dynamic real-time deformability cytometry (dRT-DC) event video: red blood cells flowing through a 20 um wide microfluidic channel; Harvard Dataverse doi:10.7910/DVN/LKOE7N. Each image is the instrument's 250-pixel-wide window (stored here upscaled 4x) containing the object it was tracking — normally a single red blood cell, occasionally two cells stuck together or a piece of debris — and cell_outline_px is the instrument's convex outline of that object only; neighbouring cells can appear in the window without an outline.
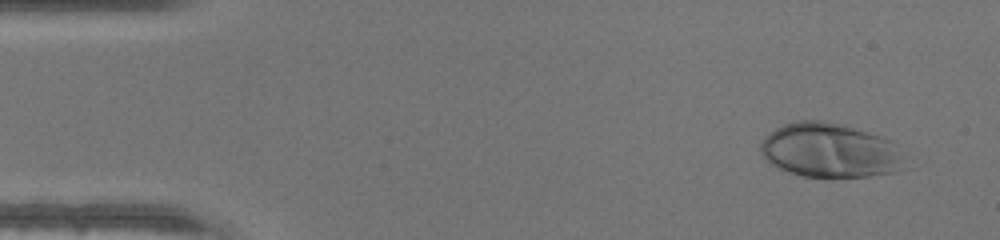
{"species": "human", "species_latin": "Homo sapiens", "temperature_condition": "warm", "stored_images_in_passage": 47, "camera_frame_rate_fps": 3000, "um_per_image_px": 0.085, "donor": {"sex": "male"}, "frame": {"image": 1, "passage_image": 4, "time_ms": 1.0, "image_size_px": [1000, 240], "cell_outline_px": [[900, 168], [896, 172], [868, 176], [832, 180], [804, 176], [788, 172], [772, 164], [760, 152], [760, 144], [776, 128], [784, 124], [796, 120], [820, 120], [840, 124], [888, 140], [896, 156]], "centroid_in_image_um": [70.4, 12.83], "position_along_channel_um": 14.6, "area_um2": 44.62}}
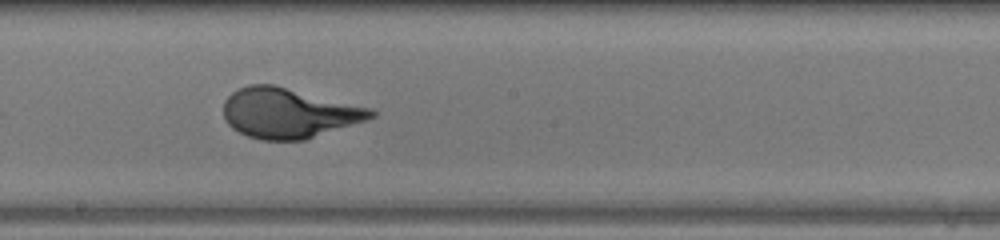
{"frame": {"image": 2, "passage_image": 26, "time_ms": 8.333, "image_size_px": [1000, 240], "cell_outline_px": [[376, 116], [304, 140], [264, 140], [248, 136], [232, 128], [224, 120], [224, 100], [232, 92], [248, 84], [272, 84], [372, 108], [376, 112]], "centroid_in_image_um": [24.5, 9.6], "position_along_channel_um": 223.7, "area_um2": 42.6}}
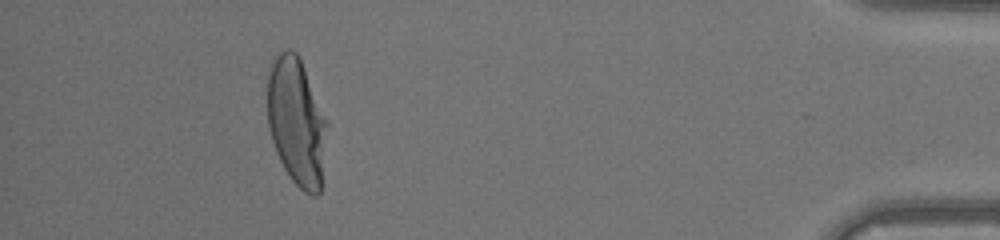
{"frame": {"image": 3, "passage_image": 43, "time_ms": 14.0, "image_size_px": [1000, 240], "cell_outline_px": [[328, 124], [320, 192], [316, 196], [312, 196], [304, 192], [292, 180], [284, 168], [276, 152], [268, 128], [268, 68], [272, 60], [280, 52], [288, 48], [296, 52], [300, 60], [328, 120]], "centroid_in_image_um": [25.21, 10.35], "position_along_channel_um": 410.0, "area_um2": 44.45}}